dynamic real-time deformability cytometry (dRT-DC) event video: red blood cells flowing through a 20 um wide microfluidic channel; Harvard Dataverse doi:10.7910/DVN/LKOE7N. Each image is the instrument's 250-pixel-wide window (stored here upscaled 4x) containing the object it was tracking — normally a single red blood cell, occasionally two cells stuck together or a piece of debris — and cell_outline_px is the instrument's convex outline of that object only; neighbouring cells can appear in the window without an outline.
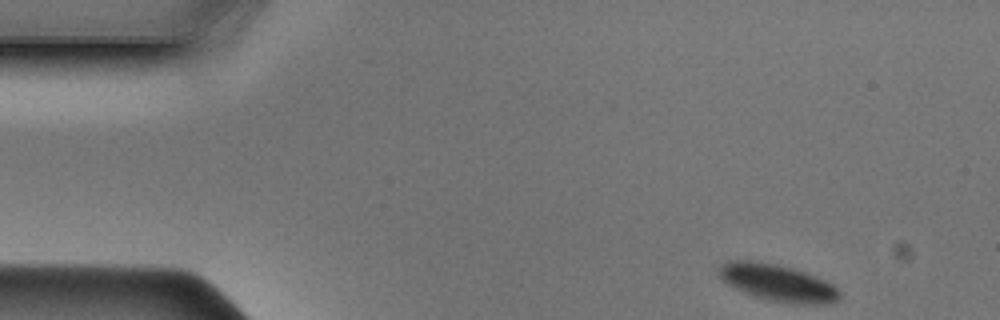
{"species": "Egyptian fruit bat (a non-hibernating species)", "species_latin": "Rousettus aegyptiacus", "temperature_condition": "cold", "stored_images_in_passage": 44, "camera_frame_rate_fps": 3000, "um_per_image_px": 0.085, "animal": {"sex": "male"}, "frame": {"image": 1, "passage_image": 1, "time_ms": 0.0, "image_size_px": [1000, 320], "cell_outline_px": [[840, 300], [832, 304], [788, 304], [768, 300], [752, 296], [728, 284], [720, 276], [720, 264], [728, 260], [752, 260], [776, 264], [792, 268], [816, 276], [832, 284], [840, 292]], "centroid_in_image_um": [66.14, 24.05], "position_along_channel_um": 18.9, "area_um2": 26.07}}
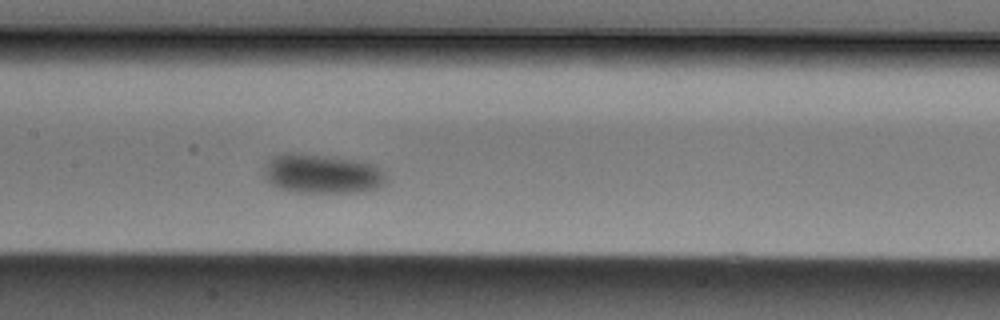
{"frame": {"image": 2, "passage_image": 19, "time_ms": 6.0, "image_size_px": [1000, 320], "cell_outline_px": [[388, 180], [380, 188], [356, 192], [296, 192], [280, 188], [272, 184], [264, 176], [264, 168], [268, 160], [272, 156], [280, 152], [292, 152], [364, 160], [376, 164]], "centroid_in_image_um": [27.4, 14.75], "position_along_channel_um": 180.0, "area_um2": 28.44}}
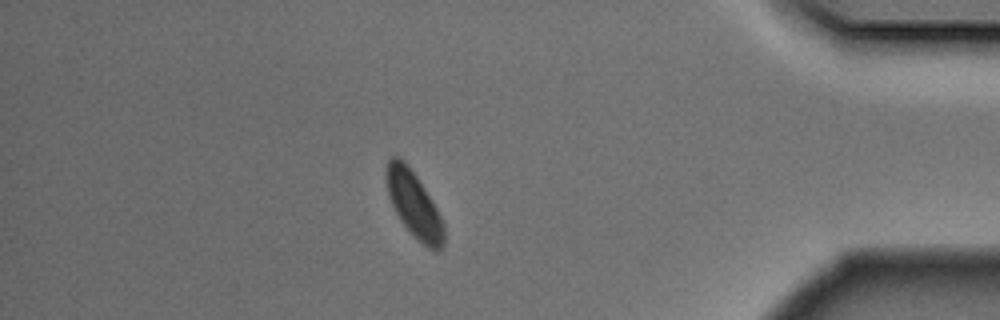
{"frame": {"image": 3, "passage_image": 38, "time_ms": 12.333, "image_size_px": [1000, 320], "cell_outline_px": [[444, 244], [440, 248], [428, 248], [416, 240], [400, 220], [388, 196], [384, 176], [384, 172], [388, 160], [392, 156], [396, 156], [404, 160], [408, 164], [416, 176], [436, 208], [444, 224]], "centroid_in_image_um": [35.14, 17.34], "position_along_channel_um": 400.1, "area_um2": 22.02}}